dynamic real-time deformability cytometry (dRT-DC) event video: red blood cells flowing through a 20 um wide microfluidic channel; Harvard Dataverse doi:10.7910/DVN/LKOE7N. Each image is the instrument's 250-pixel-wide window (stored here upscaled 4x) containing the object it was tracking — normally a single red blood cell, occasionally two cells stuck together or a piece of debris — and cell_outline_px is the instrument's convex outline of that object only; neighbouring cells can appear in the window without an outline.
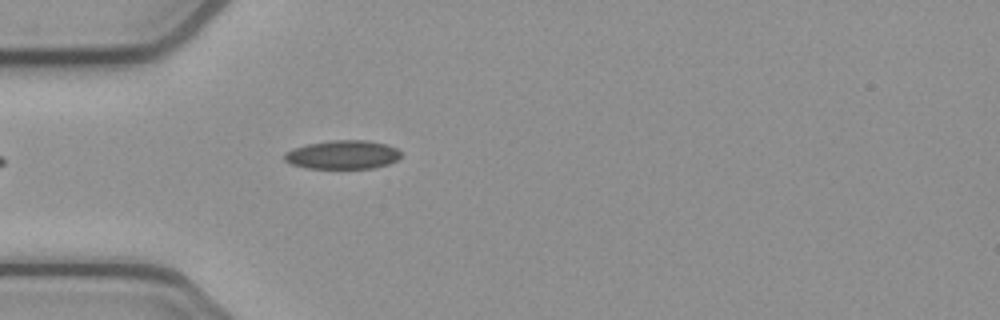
{"species": "common noctule bat (a hibernating species)", "species_latin": "Nyctalus noctula", "temperature_condition": "cold", "stored_images_in_passage": 20, "camera_frame_rate_fps": 3000, "um_per_image_px": 0.085, "animal": {"sex": "female", "body_mass_g": 21.9}, "frame": {"image": 1, "passage_image": 1, "time_ms": 0.0, "image_size_px": [1000, 320], "cell_outline_px": [[400, 156], [396, 160], [388, 164], [372, 168], [308, 168], [288, 164], [284, 160], [284, 152], [308, 144], [332, 140], [368, 140], [388, 144], [396, 148], [400, 152]], "centroid_in_image_um": [29.12, 13.15], "position_along_channel_um": 55.9, "area_um2": 19.48}}
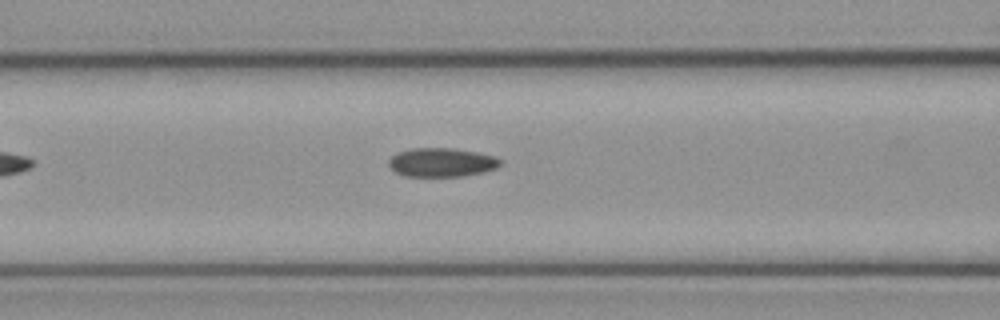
{"frame": {"image": 2, "passage_image": 7, "time_ms": 2.0, "image_size_px": [1000, 320], "cell_outline_px": [[500, 164], [496, 168], [484, 172], [464, 176], [404, 176], [396, 172], [388, 164], [388, 160], [396, 152], [412, 148], [452, 148], [476, 152], [496, 156], [500, 160]], "centroid_in_image_um": [37.53, 13.8], "position_along_channel_um": 129.1, "area_um2": 18.79}}
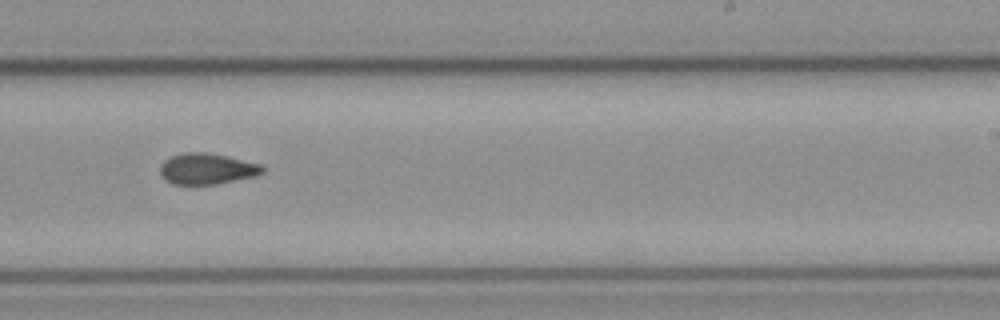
{"frame": {"image": 3, "passage_image": 18, "time_ms": 5.667, "image_size_px": [1000, 320], "cell_outline_px": [[264, 172], [256, 176], [216, 184], [172, 184], [164, 180], [160, 172], [160, 164], [164, 160], [172, 156], [184, 152], [204, 152], [228, 156], [264, 164]], "centroid_in_image_um": [17.61, 14.34], "position_along_channel_um": 271.4, "area_um2": 18.73}}